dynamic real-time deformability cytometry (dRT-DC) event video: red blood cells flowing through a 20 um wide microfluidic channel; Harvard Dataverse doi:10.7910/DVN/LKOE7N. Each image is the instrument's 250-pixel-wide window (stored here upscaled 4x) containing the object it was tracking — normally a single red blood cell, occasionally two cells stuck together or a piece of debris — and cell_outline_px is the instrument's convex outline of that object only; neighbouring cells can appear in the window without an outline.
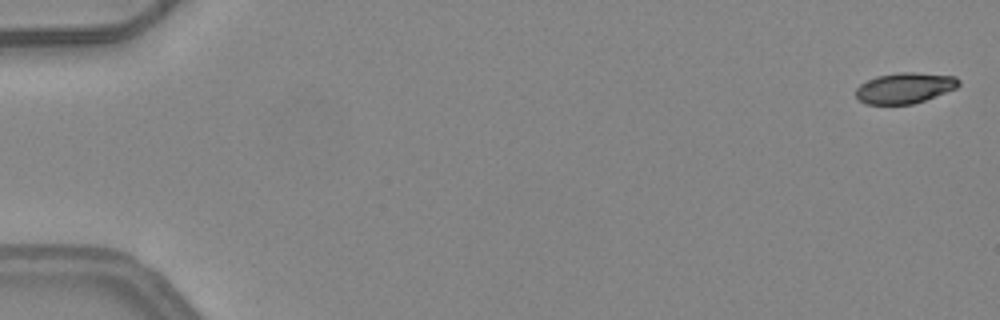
{"species": "common noctule bat (a hibernating species)", "species_latin": "Nyctalus noctula", "temperature_condition": "warm", "stored_images_in_passage": 5, "camera_frame_rate_fps": 3000, "um_per_image_px": 0.085, "animal": {"sex": "female", "body_mass_g": 24.6, "forearm_length_mm": 56.2}, "frame": {"image": 1, "passage_image": 1, "time_ms": 0.0, "image_size_px": [1000, 320], "cell_outline_px": [[960, 84], [956, 88], [924, 100], [912, 104], [868, 104], [860, 100], [856, 96], [856, 88], [860, 84], [876, 76], [900, 72], [912, 72], [956, 76], [960, 80]], "centroid_in_image_um": [76.91, 7.47], "position_along_channel_um": 8.1, "area_um2": 18.26}}
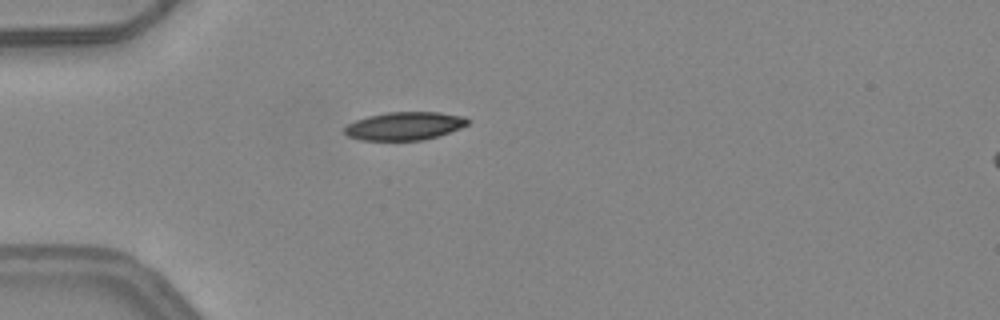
{"frame": {"image": 2, "passage_image": 5, "time_ms": 1.333, "image_size_px": [1000, 320], "cell_outline_px": [[468, 124], [460, 128], [440, 136], [424, 140], [360, 140], [348, 136], [344, 132], [344, 128], [348, 124], [356, 120], [368, 116], [388, 112], [440, 112], [464, 116], [468, 120]], "centroid_in_image_um": [34.4, 10.71], "position_along_channel_um": 50.6, "area_um2": 20.23}}